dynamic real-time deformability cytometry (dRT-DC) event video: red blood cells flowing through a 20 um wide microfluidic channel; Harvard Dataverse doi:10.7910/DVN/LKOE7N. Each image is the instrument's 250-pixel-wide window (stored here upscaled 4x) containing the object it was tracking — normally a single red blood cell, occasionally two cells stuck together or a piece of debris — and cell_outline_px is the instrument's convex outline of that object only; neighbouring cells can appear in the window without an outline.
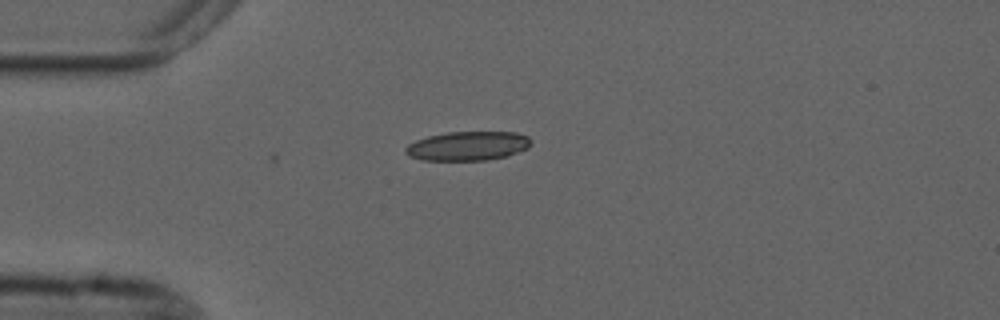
{"species": "common noctule bat (a hibernating species)", "species_latin": "Nyctalus noctula", "temperature_condition": "cold", "stored_images_in_passage": 8, "camera_frame_rate_fps": 3000, "um_per_image_px": 0.085, "animal": {"sex": "male", "forearm_length_mm": 52.5}, "frame": {"image": 1, "passage_image": 8, "time_ms": 2.333, "image_size_px": [1000, 320], "cell_outline_px": [[532, 140], [528, 148], [508, 156], [488, 160], [420, 160], [408, 156], [404, 152], [404, 148], [408, 144], [416, 140], [428, 136], [448, 132], [516, 132], [528, 136]], "centroid_in_image_um": [39.75, 12.41], "position_along_channel_um": 45.2, "area_um2": 21.5}}